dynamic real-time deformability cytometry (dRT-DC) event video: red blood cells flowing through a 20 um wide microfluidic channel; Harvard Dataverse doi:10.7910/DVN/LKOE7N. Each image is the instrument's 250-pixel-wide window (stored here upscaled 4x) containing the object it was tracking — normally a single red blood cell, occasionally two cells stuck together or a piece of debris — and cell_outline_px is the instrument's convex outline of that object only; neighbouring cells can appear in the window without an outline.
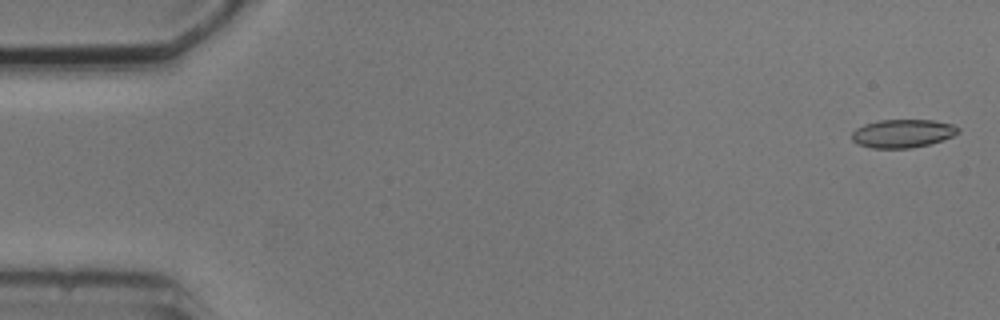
{"species": "common noctule bat (a hibernating species)", "species_latin": "Nyctalus noctula", "temperature_condition": "cold", "stored_images_in_passage": 6, "segment_of_instrument_passage": [1, 2], "camera_frame_rate_fps": 3000, "um_per_image_px": 0.085, "animal": {"sex": "male", "body_mass_g": 20.5, "forearm_length_mm": 52.5}, "frame": {"image": 1, "passage_image": 1, "time_ms": 0.0, "image_size_px": [1000, 320], "cell_outline_px": [[960, 132], [944, 140], [912, 148], [872, 148], [856, 144], [852, 140], [852, 132], [856, 128], [864, 124], [880, 120], [932, 120], [952, 124], [960, 128]], "centroid_in_image_um": [76.72, 11.34], "position_along_channel_um": 8.3, "area_um2": 17.63}}
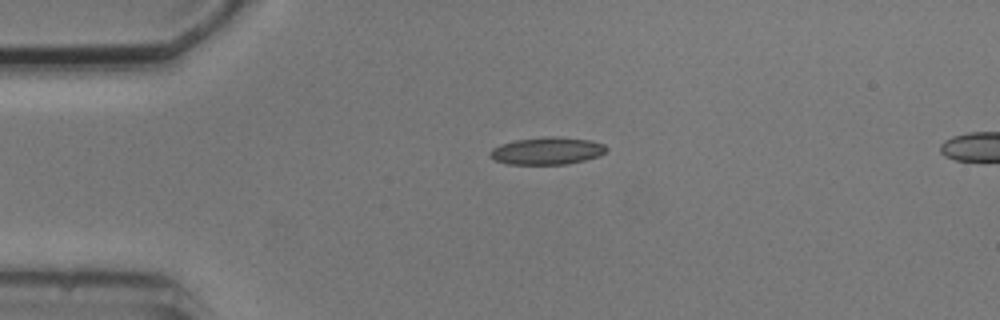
{"frame": {"image": 2, "passage_image": 4, "time_ms": 3.667, "image_size_px": [1000, 320], "cell_outline_px": [[608, 148], [600, 156], [584, 160], [564, 164], [508, 164], [496, 160], [488, 156], [488, 152], [492, 148], [500, 144], [516, 140], [544, 136], [556, 136], [592, 140], [604, 144]], "centroid_in_image_um": [46.49, 12.81], "position_along_channel_um": 38.5, "area_um2": 18.67}}